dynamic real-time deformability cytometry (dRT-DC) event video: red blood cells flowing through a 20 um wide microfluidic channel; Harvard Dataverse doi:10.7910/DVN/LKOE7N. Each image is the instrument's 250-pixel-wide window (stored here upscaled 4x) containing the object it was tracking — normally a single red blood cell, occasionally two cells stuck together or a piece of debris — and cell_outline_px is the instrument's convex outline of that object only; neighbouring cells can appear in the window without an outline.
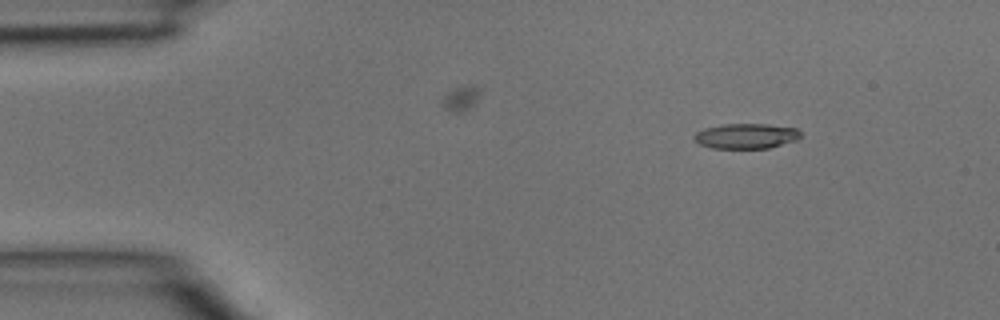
{"species": "common noctule bat (a hibernating species)", "species_latin": "Nyctalus noctula", "temperature_condition": "room temperature", "stored_images_in_passage": 3, "camera_frame_rate_fps": 3000, "um_per_image_px": 0.085, "animal": {"sex": "male", "body_mass_g": 15.6}, "frame": {"image": 1, "passage_image": 1, "time_ms": 0.0, "image_size_px": [1000, 320], "cell_outline_px": [[800, 136], [796, 140], [768, 148], [712, 148], [700, 144], [692, 136], [696, 132], [704, 128], [724, 124], [768, 124], [796, 128], [800, 132]], "centroid_in_image_um": [63.4, 11.55], "position_along_channel_um": 21.6, "area_um2": 15.49}}